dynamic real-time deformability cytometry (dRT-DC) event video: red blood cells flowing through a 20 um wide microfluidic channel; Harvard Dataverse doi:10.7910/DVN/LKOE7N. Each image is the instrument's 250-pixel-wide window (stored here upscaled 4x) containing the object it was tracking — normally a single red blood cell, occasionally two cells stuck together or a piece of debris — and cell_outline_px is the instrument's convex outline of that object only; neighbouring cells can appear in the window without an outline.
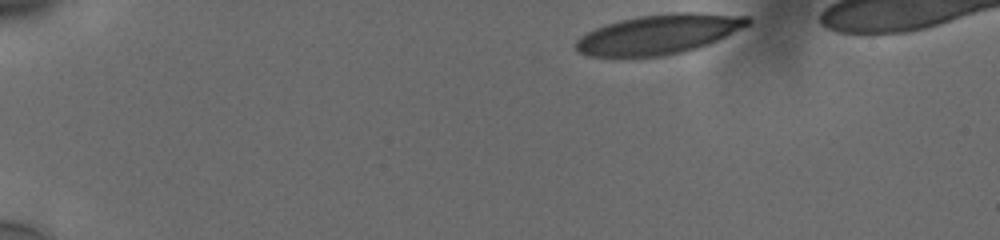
{"species": "human", "species_latin": "Homo sapiens", "temperature_condition": "cold", "stored_images_in_passage": 41, "camera_frame_rate_fps": 3000, "um_per_image_px": 0.085, "donor": {"sex": "male"}, "frame": {"image": 1, "passage_image": 1, "time_ms": 0.0, "image_size_px": [1000, 240], "cell_outline_px": [[752, 24], [708, 44], [684, 52], [664, 56], [588, 56], [580, 52], [576, 48], [576, 40], [580, 36], [596, 28], [620, 20], [640, 16], [676, 12], [692, 12], [748, 16], [752, 20]], "centroid_in_image_um": [56.05, 2.9], "position_along_channel_um": 29.0, "area_um2": 39.48}}
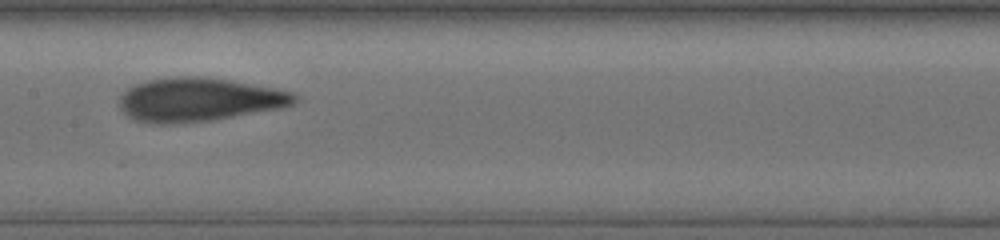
{"frame": {"image": 2, "passage_image": 22, "time_ms": 7.0, "image_size_px": [1000, 240], "cell_outline_px": [[300, 96], [292, 104], [280, 108], [212, 120], [172, 124], [156, 124], [136, 120], [128, 116], [120, 108], [120, 96], [128, 88], [136, 84], [148, 80], [176, 76], [204, 76], [276, 88], [292, 92]], "centroid_in_image_um": [16.9, 8.46], "position_along_channel_um": 190.5, "area_um2": 44.45}}
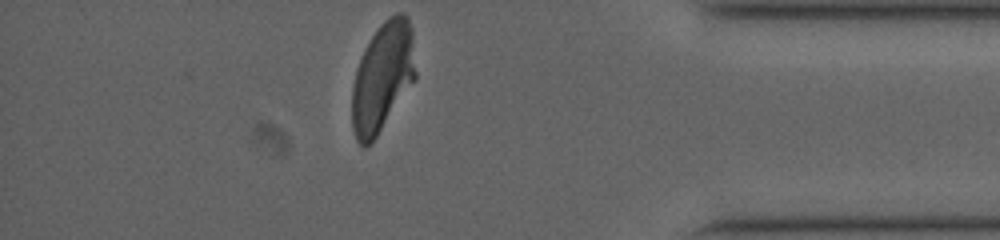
{"frame": {"image": 3, "passage_image": 41, "time_ms": 13.333, "image_size_px": [1000, 240], "cell_outline_px": [[416, 80], [372, 144], [364, 148], [356, 140], [352, 128], [352, 88], [356, 68], [360, 56], [364, 48], [380, 24], [388, 16], [396, 12], [404, 12], [408, 16], [412, 28], [416, 72]], "centroid_in_image_um": [32.53, 6.56], "position_along_channel_um": 402.7, "area_um2": 41.38}, "authors_computed_cell_mechanics": {"area_um2": 42.483, "velocity_mm_per_s": 3.7498, "shape_relaxation_time_tau1_ms": 5.9606, "shape_relaxation_time_tau2_ms": 1.3168, "deformation_change_tau1": 0.2031, "deformation_change_tau2": 0.0857}}